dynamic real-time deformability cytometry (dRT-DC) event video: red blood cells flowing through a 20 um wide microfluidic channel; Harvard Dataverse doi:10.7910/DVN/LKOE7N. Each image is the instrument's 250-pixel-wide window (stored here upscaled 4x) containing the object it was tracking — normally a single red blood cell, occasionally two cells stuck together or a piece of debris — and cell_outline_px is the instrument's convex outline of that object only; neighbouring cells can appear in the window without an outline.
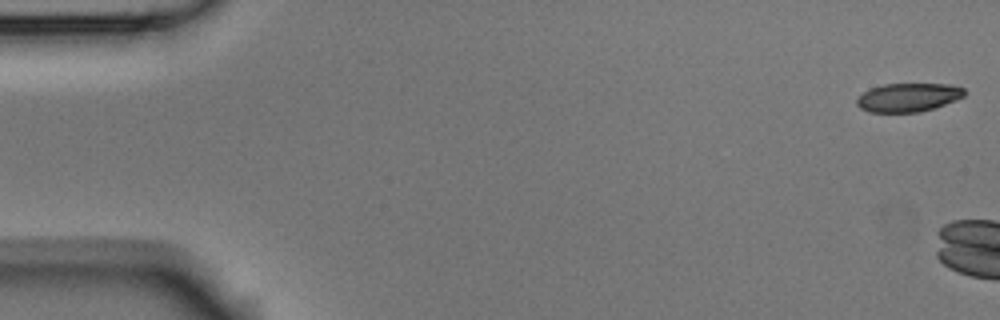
{"species": "Egyptian fruit bat (a non-hibernating species)", "species_latin": "Rousettus aegyptiacus", "temperature_condition": "room temperature", "stored_images_in_passage": 6, "camera_frame_rate_fps": 3000, "um_per_image_px": 0.085, "animal": {"sex": "male"}, "frame": {"image": 1, "passage_image": 1, "time_ms": 0.0, "image_size_px": [1000, 320], "cell_outline_px": [[964, 96], [956, 100], [920, 112], [868, 112], [860, 108], [856, 104], [856, 100], [864, 92], [872, 88], [884, 84], [952, 84], [964, 88]], "centroid_in_image_um": [77.2, 8.28], "position_along_channel_um": 7.8, "area_um2": 17.8}}